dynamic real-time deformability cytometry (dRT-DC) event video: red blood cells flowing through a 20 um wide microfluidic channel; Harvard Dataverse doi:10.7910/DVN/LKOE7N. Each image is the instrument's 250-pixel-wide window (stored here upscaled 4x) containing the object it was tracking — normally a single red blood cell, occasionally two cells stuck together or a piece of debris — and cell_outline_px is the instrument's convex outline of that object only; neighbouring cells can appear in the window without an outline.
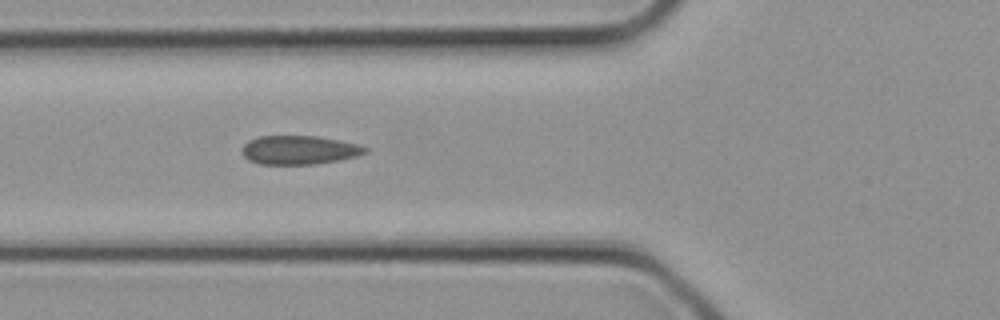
{"species": "common noctule bat (a hibernating species)", "species_latin": "Nyctalus noctula", "temperature_condition": "cold", "stored_images_in_passage": 30, "camera_frame_rate_fps": 3000, "um_per_image_px": 0.085, "animal": {"sex": "female", "body_mass_g": 21.9}, "frame": {"image": 1, "passage_image": 11, "time_ms": 3.333, "image_size_px": [1000, 320], "cell_outline_px": [[368, 152], [356, 156], [340, 160], [316, 164], [260, 164], [248, 160], [240, 152], [240, 148], [248, 140], [260, 136], [316, 136], [360, 144], [368, 148]], "centroid_in_image_um": [25.41, 12.75], "position_along_channel_um": 100.4, "area_um2": 20.87}}
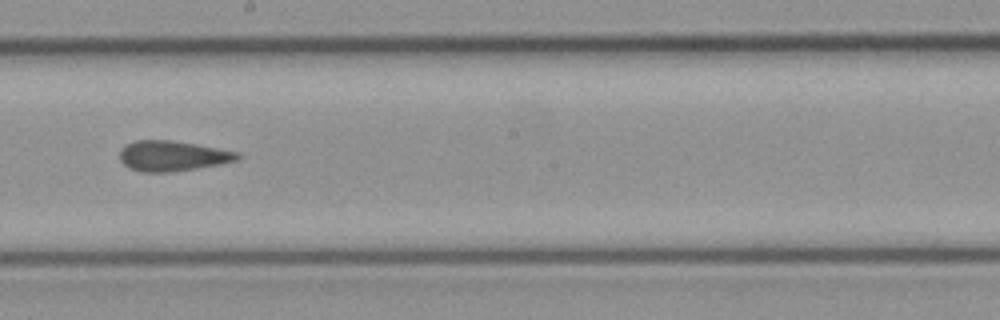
{"frame": {"image": 2, "passage_image": 17, "time_ms": 5.333, "image_size_px": [1000, 320], "cell_outline_px": [[240, 156], [236, 160], [220, 164], [196, 168], [168, 172], [144, 172], [128, 168], [120, 160], [120, 148], [124, 144], [136, 140], [168, 140], [196, 144], [240, 152]], "centroid_in_image_um": [14.62, 13.24], "position_along_channel_um": 233.6, "area_um2": 20.75}}
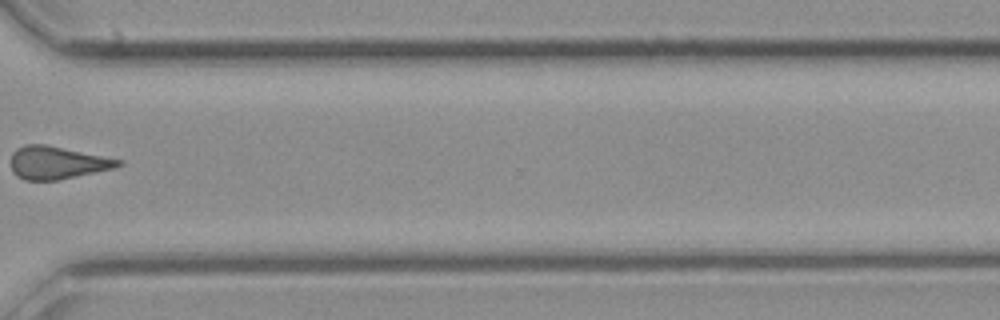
{"frame": {"image": 3, "passage_image": 23, "time_ms": 7.333, "image_size_px": [1000, 320], "cell_outline_px": [[124, 164], [112, 168], [60, 180], [24, 180], [16, 176], [12, 172], [12, 152], [16, 148], [24, 144], [48, 144], [124, 160]], "centroid_in_image_um": [4.85, 13.81], "position_along_channel_um": 365.7, "area_um2": 20.69}}